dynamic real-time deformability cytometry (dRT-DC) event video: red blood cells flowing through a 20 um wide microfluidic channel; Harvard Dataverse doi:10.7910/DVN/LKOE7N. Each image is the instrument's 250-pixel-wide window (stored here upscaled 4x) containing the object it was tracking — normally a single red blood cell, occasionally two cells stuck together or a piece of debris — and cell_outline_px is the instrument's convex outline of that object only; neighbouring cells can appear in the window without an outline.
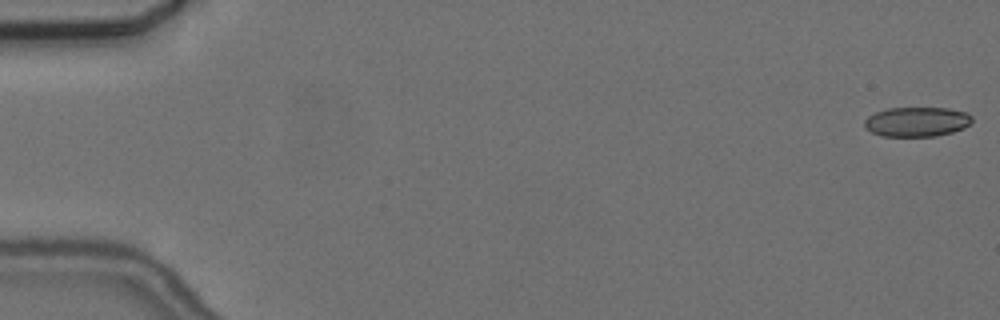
{"species": "common noctule bat (a hibernating species)", "species_latin": "Nyctalus noctula", "temperature_condition": "cold", "stored_images_in_passage": 56, "camera_frame_rate_fps": 3000, "um_per_image_px": 0.085, "animal": {"sex": "female", "body_mass_g": 24.6, "forearm_length_mm": 56.2}, "frame": {"image": 1, "passage_image": 1, "time_ms": 0.0, "image_size_px": [1000, 320], "cell_outline_px": [[972, 120], [964, 128], [952, 132], [936, 136], [880, 136], [864, 128], [864, 120], [868, 116], [876, 112], [888, 108], [948, 108], [968, 112], [972, 116]], "centroid_in_image_um": [77.92, 10.35], "position_along_channel_um": 7.1, "area_um2": 18.67}}
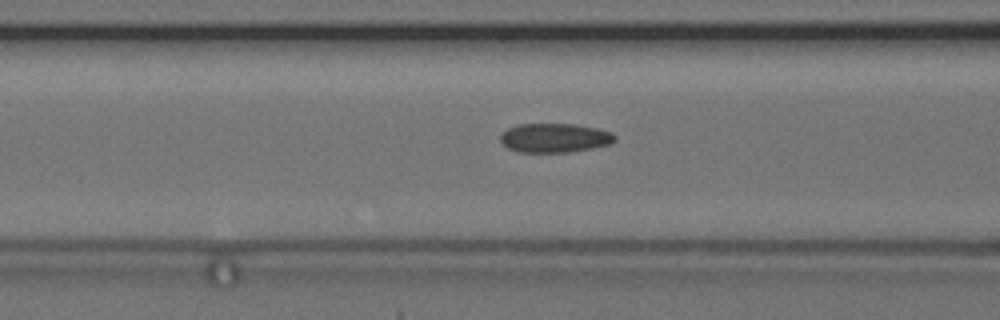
{"frame": {"image": 2, "passage_image": 23, "time_ms": 7.333, "image_size_px": [1000, 320], "cell_outline_px": [[616, 140], [608, 144], [592, 148], [568, 152], [516, 152], [508, 148], [500, 140], [500, 136], [508, 128], [520, 124], [572, 124], [596, 128], [612, 132], [616, 136]], "centroid_in_image_um": [47.14, 11.72], "position_along_channel_um": 119.5, "area_um2": 19.31}}
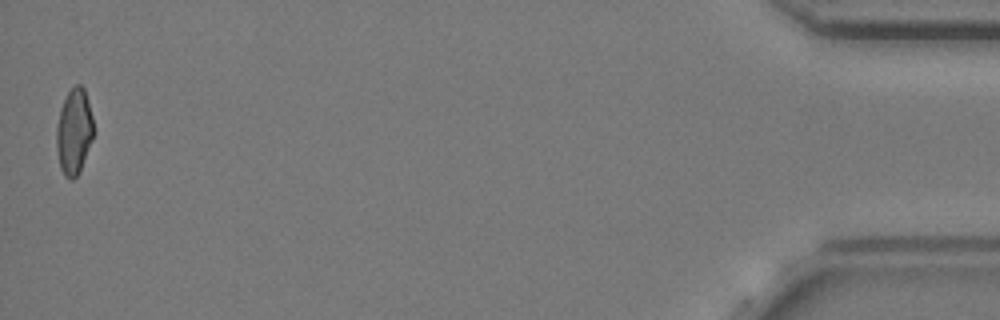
{"frame": {"image": 3, "passage_image": 56, "time_ms": 18.333, "image_size_px": [1000, 320], "cell_outline_px": [[92, 140], [80, 172], [72, 180], [64, 176], [60, 168], [56, 148], [56, 128], [60, 108], [68, 92], [76, 84], [80, 84], [84, 88], [88, 100], [92, 116]], "centroid_in_image_um": [6.28, 11.2], "position_along_channel_um": 428.9, "area_um2": 18.5}, "authors_computed_cell_mechanics": {"area_um2": 19.363, "velocity_mm_per_s": 3.6679, "shape_relaxation_time_tau1_ms": null, "shape_relaxation_time_tau2_ms": 2.5046, "deformation_change_tau1": null, "deformation_change_tau2": 0.0797}}